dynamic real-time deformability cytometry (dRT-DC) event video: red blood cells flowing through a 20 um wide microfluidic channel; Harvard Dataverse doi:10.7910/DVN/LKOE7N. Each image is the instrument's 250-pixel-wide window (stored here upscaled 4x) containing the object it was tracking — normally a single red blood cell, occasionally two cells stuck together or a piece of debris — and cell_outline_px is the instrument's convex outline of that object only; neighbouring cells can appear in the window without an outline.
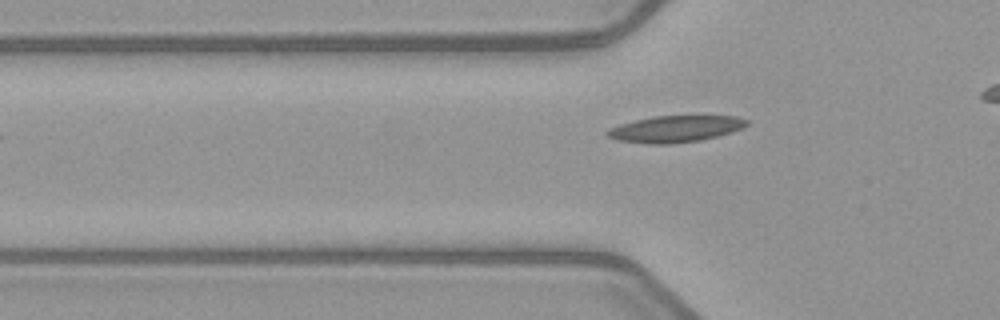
{"species": "common noctule bat (a hibernating species)", "species_latin": "Nyctalus noctula", "temperature_condition": "warm", "stored_images_in_passage": 6, "camera_frame_rate_fps": 3000, "um_per_image_px": 0.085, "animal": {"sex": "female", "body_mass_g": 21.9}, "frame": {"image": 1, "passage_image": 3, "time_ms": 3.0, "image_size_px": [1000, 320], "cell_outline_px": [[748, 124], [732, 132], [700, 140], [672, 144], [648, 144], [616, 140], [608, 136], [604, 132], [608, 128], [620, 124], [652, 116], [736, 116], [748, 120]], "centroid_in_image_um": [57.36, 10.96], "position_along_channel_um": 68.4, "area_um2": 21.56}}
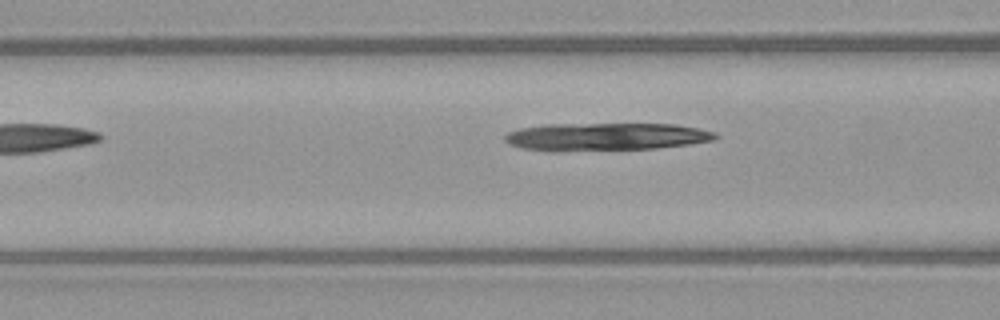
{"frame": {"image": 2, "passage_image": 6, "time_ms": 7.333, "image_size_px": [1000, 320], "cell_outline_px": [[720, 136], [716, 140], [692, 144], [656, 148], [556, 152], [552, 152], [520, 148], [508, 144], [504, 140], [504, 136], [508, 132], [520, 128], [544, 124], [676, 124], [700, 128], [716, 132]], "centroid_in_image_um": [51.5, 11.63], "position_along_channel_um": 115.1, "area_um2": 34.8}}